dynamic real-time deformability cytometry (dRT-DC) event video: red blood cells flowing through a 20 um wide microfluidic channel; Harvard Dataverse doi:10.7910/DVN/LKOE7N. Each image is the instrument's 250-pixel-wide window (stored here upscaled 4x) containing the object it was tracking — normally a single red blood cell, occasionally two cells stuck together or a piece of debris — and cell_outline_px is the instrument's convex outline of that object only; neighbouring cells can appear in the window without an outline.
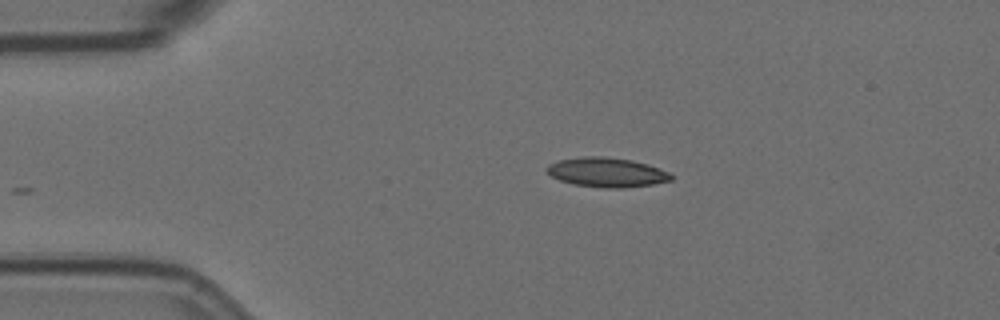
{"species": "Egyptian fruit bat (a non-hibernating species)", "species_latin": "Rousettus aegyptiacus", "temperature_condition": "room temperature", "stored_images_in_passage": 35, "camera_frame_rate_fps": 3000, "um_per_image_px": 0.085, "animal": {"sex": "female"}, "frame": {"image": 1, "passage_image": 1, "time_ms": 0.0, "image_size_px": [1000, 320], "cell_outline_px": [[672, 180], [652, 184], [624, 188], [604, 188], [572, 184], [560, 180], [552, 176], [544, 168], [548, 164], [560, 160], [584, 156], [600, 156], [632, 160], [648, 164], [660, 168], [668, 172], [672, 176]], "centroid_in_image_um": [51.57, 14.65], "position_along_channel_um": 33.4, "area_um2": 21.33}}
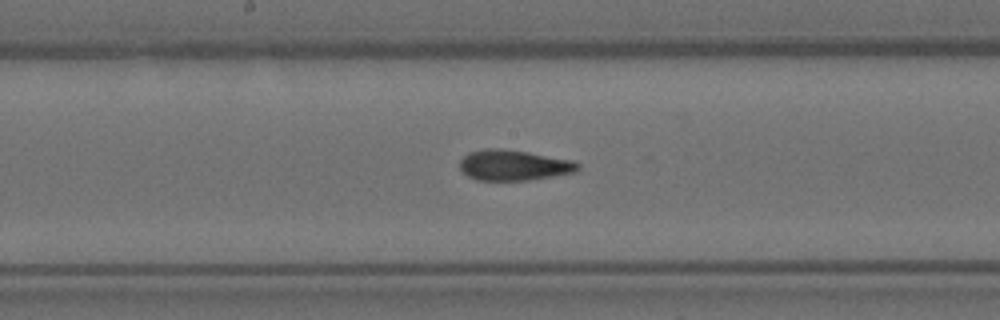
{"frame": {"image": 2, "passage_image": 19, "time_ms": 6.0, "image_size_px": [1000, 320], "cell_outline_px": [[580, 168], [576, 172], [528, 180], [476, 180], [468, 176], [460, 168], [460, 160], [468, 152], [484, 148], [500, 148], [528, 152], [572, 160], [580, 164]], "centroid_in_image_um": [43.66, 14.03], "position_along_channel_um": 204.5, "area_um2": 21.04}}
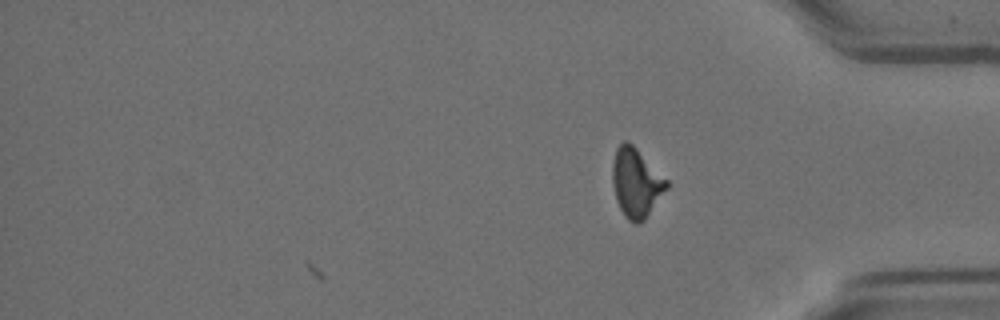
{"frame": {"image": 3, "passage_image": 35, "time_ms": 11.333, "image_size_px": [1000, 320], "cell_outline_px": [[668, 188], [644, 220], [640, 224], [636, 224], [628, 220], [624, 216], [616, 200], [612, 180], [612, 164], [616, 148], [624, 140], [628, 140], [668, 180]], "centroid_in_image_um": [54.06, 15.54], "position_along_channel_um": 381.1, "area_um2": 21.79}, "authors_computed_cell_mechanics": {"area_um2": 21.3282, "velocity_mm_per_s": 3.5168, "shape_relaxation_time_tau1_ms": 11.2389, "shape_relaxation_time_tau2_ms": 1.8004, "deformation_change_tau1": 0.2352, "deformation_change_tau2": 0.0887}}